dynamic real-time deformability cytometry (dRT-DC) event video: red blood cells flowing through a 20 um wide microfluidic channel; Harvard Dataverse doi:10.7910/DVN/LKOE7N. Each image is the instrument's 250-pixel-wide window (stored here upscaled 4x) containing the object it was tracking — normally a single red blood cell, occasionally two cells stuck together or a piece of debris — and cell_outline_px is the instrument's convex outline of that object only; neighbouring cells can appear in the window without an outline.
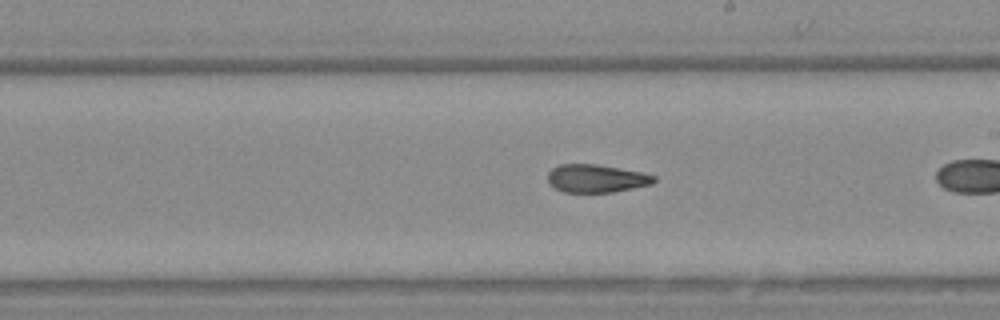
{"species": "Egyptian fruit bat (a non-hibernating species)", "species_latin": "Rousettus aegyptiacus", "temperature_condition": "warm", "stored_images_in_passage": 27, "camera_frame_rate_fps": 3000, "um_per_image_px": 0.085, "animal": {"sex": "female"}, "frame": {"image": 1, "passage_image": 16, "time_ms": 5.0, "image_size_px": [1000, 320], "cell_outline_px": [[656, 180], [652, 184], [612, 192], [564, 192], [548, 184], [548, 172], [552, 168], [560, 164], [596, 164], [640, 172], [656, 176]], "centroid_in_image_um": [50.66, 15.17], "position_along_channel_um": 238.3, "area_um2": 17.22}}